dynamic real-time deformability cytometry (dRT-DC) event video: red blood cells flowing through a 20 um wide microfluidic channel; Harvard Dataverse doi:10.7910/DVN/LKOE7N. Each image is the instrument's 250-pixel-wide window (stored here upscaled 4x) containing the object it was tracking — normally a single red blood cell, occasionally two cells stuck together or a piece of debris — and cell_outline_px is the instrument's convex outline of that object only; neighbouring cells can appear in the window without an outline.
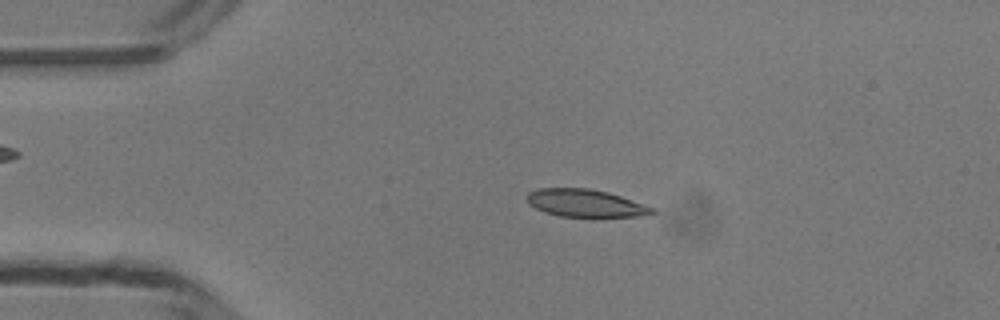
{"species": "common noctule bat (a hibernating species)", "species_latin": "Nyctalus noctula", "temperature_condition": "room temperature", "stored_images_in_passage": 48, "camera_frame_rate_fps": 3000, "um_per_image_px": 0.085, "animal": {"sex": "male", "body_mass_g": 13.3}, "frame": {"image": 1, "passage_image": 10, "time_ms": 3.0, "image_size_px": [1000, 320], "cell_outline_px": [[656, 212], [644, 216], [600, 220], [592, 220], [560, 216], [544, 212], [528, 204], [524, 196], [528, 192], [540, 188], [588, 188], [608, 192], [656, 208]], "centroid_in_image_um": [49.81, 17.33], "position_along_channel_um": 35.2, "area_um2": 21.44}}
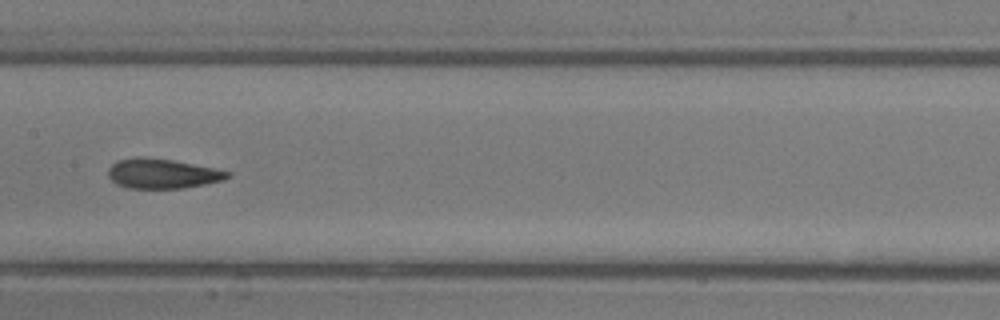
{"frame": {"image": 2, "passage_image": 24, "time_ms": 7.667, "image_size_px": [1000, 320], "cell_outline_px": [[232, 172], [224, 180], [184, 188], [128, 188], [116, 184], [108, 176], [108, 168], [116, 160], [136, 156], [144, 156], [172, 160]], "centroid_in_image_um": [13.74, 14.75], "position_along_channel_um": 193.7, "area_um2": 20.69}}
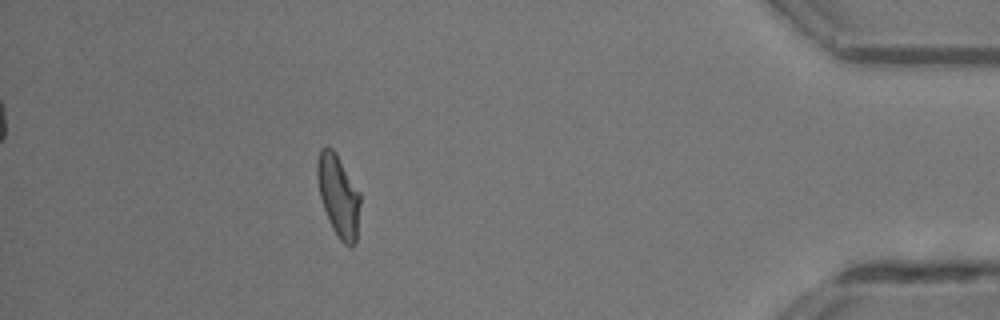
{"frame": {"image": 3, "passage_image": 43, "time_ms": 14.0, "image_size_px": [1000, 320], "cell_outline_px": [[360, 204], [356, 244], [352, 248], [344, 244], [340, 240], [332, 228], [328, 220], [320, 196], [316, 176], [316, 160], [320, 148], [332, 148], [336, 152], [360, 192]], "centroid_in_image_um": [28.76, 16.64], "position_along_channel_um": 406.4, "area_um2": 20.75}, "authors_computed_cell_mechanics": {"area_um2": 20.6057, "velocity_mm_per_s": 4.2142, "shape_relaxation_time_tau1_ms": 4.6822, "shape_relaxation_time_tau2_ms": 1.5866, "deformation_change_tau1": 0.1888, "deformation_change_tau2": 0.0999}}